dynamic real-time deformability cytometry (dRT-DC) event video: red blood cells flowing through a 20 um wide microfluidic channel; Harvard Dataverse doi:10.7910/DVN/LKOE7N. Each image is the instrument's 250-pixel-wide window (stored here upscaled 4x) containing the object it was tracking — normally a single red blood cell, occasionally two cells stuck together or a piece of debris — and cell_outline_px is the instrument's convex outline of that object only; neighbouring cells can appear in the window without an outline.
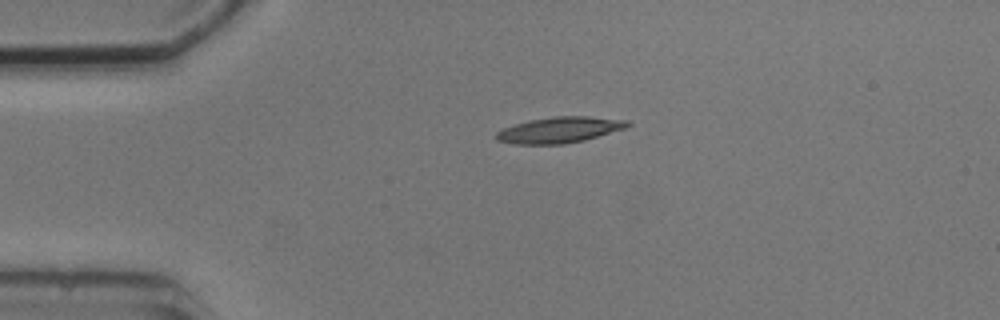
{"species": "common noctule bat (a hibernating species)", "species_latin": "Nyctalus noctula", "temperature_condition": "cold", "stored_images_in_passage": 2, "camera_frame_rate_fps": 3000, "um_per_image_px": 0.085, "animal": {"sex": "male", "body_mass_g": 20.5, "forearm_length_mm": 52.5}, "frame": {"image": 1, "passage_image": 1, "time_ms": 0.0, "image_size_px": [1000, 320], "cell_outline_px": [[632, 124], [624, 128], [584, 140], [564, 144], [516, 144], [496, 140], [496, 132], [504, 128], [528, 120], [556, 116], [588, 116], [628, 120]], "centroid_in_image_um": [47.56, 11.04], "position_along_channel_um": 37.4, "area_um2": 19.65}}